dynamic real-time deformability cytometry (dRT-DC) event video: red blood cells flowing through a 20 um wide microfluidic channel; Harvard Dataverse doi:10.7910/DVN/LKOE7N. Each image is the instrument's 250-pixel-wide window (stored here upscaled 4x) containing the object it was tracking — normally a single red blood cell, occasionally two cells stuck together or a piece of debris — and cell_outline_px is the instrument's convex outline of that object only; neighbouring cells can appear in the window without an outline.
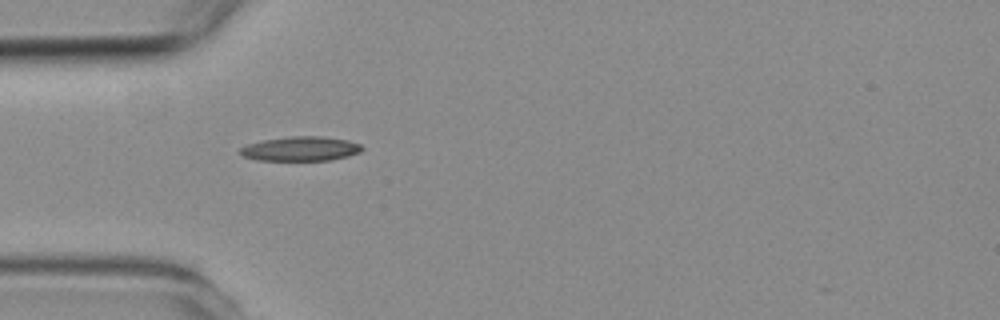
{"species": "common noctule bat (a hibernating species)", "species_latin": "Nyctalus noctula", "temperature_condition": "room temperature", "stored_images_in_passage": 2, "camera_frame_rate_fps": 3000, "um_per_image_px": 0.085, "animal": {"sex": "female", "body_mass_g": 19.3, "forearm_length_mm": 54.1}, "frame": {"image": 1, "passage_image": 2, "time_ms": 1.0, "image_size_px": [1000, 320], "cell_outline_px": [[364, 148], [360, 152], [348, 156], [332, 160], [256, 160], [240, 156], [236, 152], [240, 148], [248, 144], [264, 140], [288, 136], [320, 136], [348, 140], [360, 144]], "centroid_in_image_um": [25.52, 12.65], "position_along_channel_um": 59.5, "area_um2": 17.51}}